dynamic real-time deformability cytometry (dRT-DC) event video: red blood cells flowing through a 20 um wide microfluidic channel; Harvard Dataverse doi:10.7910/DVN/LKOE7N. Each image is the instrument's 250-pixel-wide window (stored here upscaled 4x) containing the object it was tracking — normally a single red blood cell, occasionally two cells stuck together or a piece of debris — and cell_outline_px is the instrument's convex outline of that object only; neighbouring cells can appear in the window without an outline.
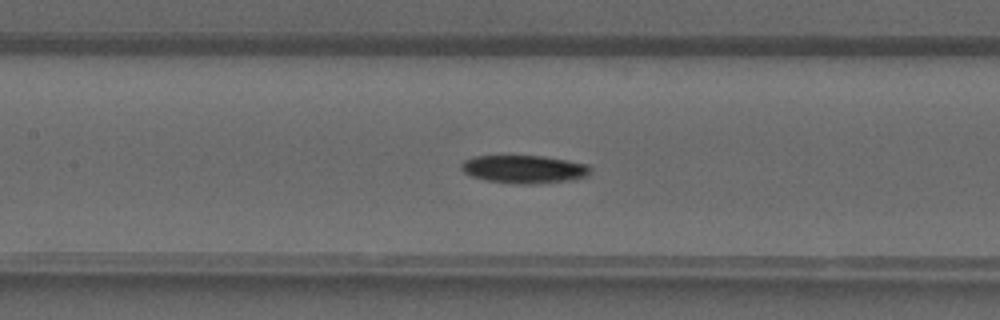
{"species": "common noctule bat (a hibernating species)", "species_latin": "Nyctalus noctula", "temperature_condition": "warm", "stored_images_in_passage": 40, "camera_frame_rate_fps": 3000, "um_per_image_px": 0.085, "animal": {"sex": "male", "forearm_length_mm": 52.5}, "frame": {"image": 1, "passage_image": 18, "time_ms": 5.667, "image_size_px": [1000, 320], "cell_outline_px": [[592, 168], [584, 176], [568, 180], [528, 184], [516, 184], [488, 180], [472, 176], [464, 172], [460, 168], [460, 164], [464, 160], [472, 156], [544, 156], [588, 164]], "centroid_in_image_um": [44.5, 14.37], "position_along_channel_um": 162.9, "area_um2": 20.81}}
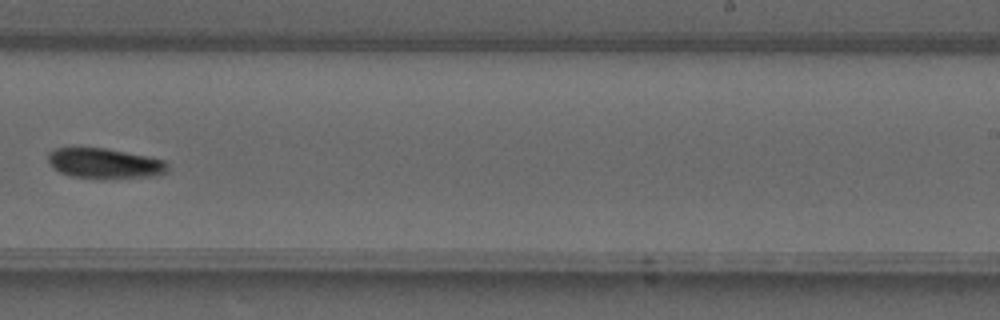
{"frame": {"image": 2, "passage_image": 25, "time_ms": 8.0, "image_size_px": [1000, 320], "cell_outline_px": [[168, 172], [152, 176], [68, 176], [52, 168], [48, 164], [48, 152], [56, 148], [104, 148], [164, 160], [168, 164]], "centroid_in_image_um": [8.83, 13.85], "position_along_channel_um": 280.2, "area_um2": 20.17}}
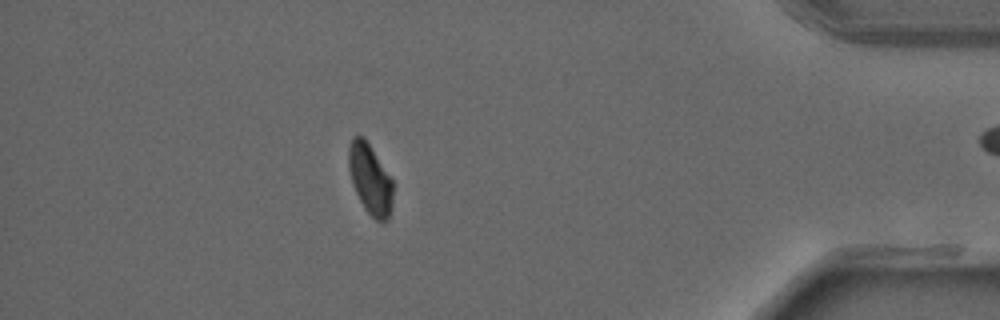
{"frame": {"image": 3, "passage_image": 35, "time_ms": 11.333, "image_size_px": [1000, 320], "cell_outline_px": [[392, 208], [388, 220], [384, 224], [376, 220], [364, 208], [352, 184], [348, 168], [348, 148], [352, 136], [364, 136], [392, 180]], "centroid_in_image_um": [31.45, 15.24], "position_along_channel_um": 403.8, "area_um2": 18.21}}